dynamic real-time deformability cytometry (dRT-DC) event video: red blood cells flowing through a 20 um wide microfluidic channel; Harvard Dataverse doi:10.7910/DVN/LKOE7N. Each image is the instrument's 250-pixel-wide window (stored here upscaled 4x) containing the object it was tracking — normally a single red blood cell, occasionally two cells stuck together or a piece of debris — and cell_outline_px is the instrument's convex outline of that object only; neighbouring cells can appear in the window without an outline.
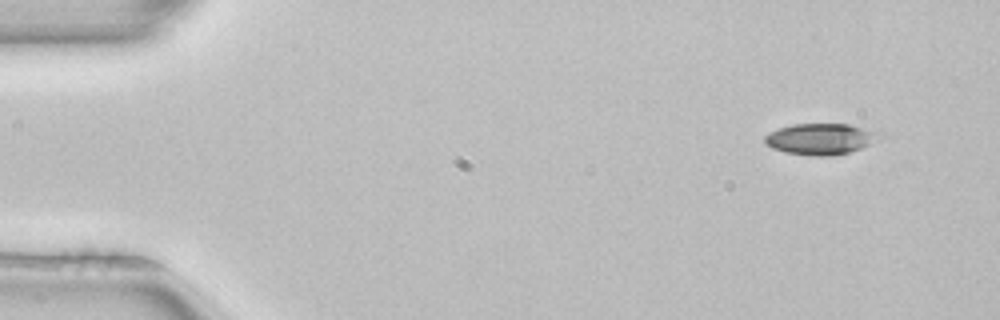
{"species": "common noctule bat (a hibernating species)", "species_latin": "Nyctalus noctula", "temperature_condition": "room temperature", "stored_images_in_passage": 3, "camera_frame_rate_fps": 3000, "um_per_image_px": 0.085, "animal": {"sex": "female", "body_mass_g": 22.7, "forearm_length_mm": 54.2}, "frame": {"image": 1, "passage_image": 1, "time_ms": 0.0, "image_size_px": [1000, 320], "cell_outline_px": [[888, 136], [860, 148], [848, 152], [832, 156], [812, 156], [784, 152], [772, 148], [764, 144], [764, 136], [768, 132], [792, 124], [848, 124], [884, 132]], "centroid_in_image_um": [69.81, 11.8], "position_along_channel_um": 15.2, "area_um2": 21.27}}
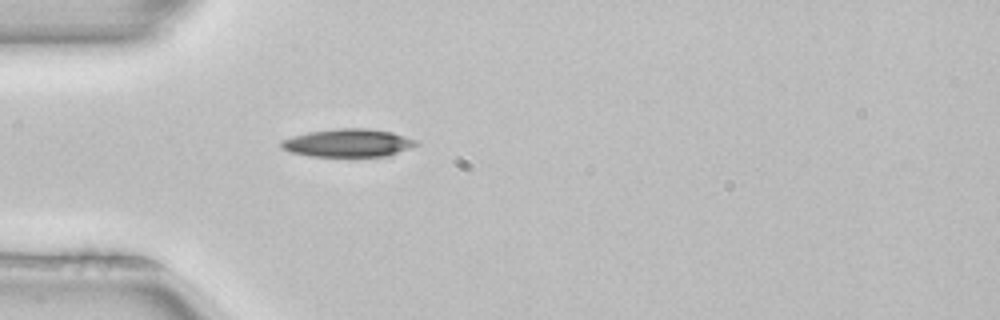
{"frame": {"image": 2, "passage_image": 3, "time_ms": 0.667, "image_size_px": [1000, 320], "cell_outline_px": [[420, 144], [412, 148], [388, 156], [308, 156], [288, 152], [280, 148], [280, 140], [292, 136], [308, 132], [336, 128], [368, 128], [392, 132], [420, 140]], "centroid_in_image_um": [29.6, 12.15], "position_along_channel_um": 55.4, "area_um2": 22.48}}